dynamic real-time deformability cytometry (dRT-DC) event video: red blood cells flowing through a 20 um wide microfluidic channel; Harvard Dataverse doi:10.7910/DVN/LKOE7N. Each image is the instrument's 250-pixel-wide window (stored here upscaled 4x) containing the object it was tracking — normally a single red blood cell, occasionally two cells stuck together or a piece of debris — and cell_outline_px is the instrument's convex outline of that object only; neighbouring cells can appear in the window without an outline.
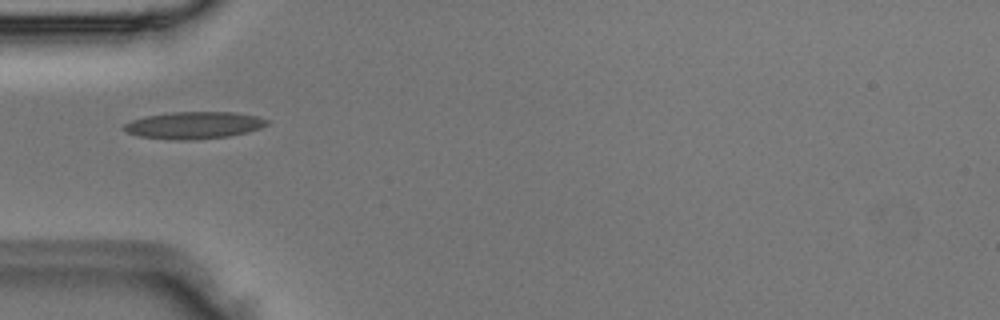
{"species": "Egyptian fruit bat (a non-hibernating species)", "species_latin": "Rousettus aegyptiacus", "temperature_condition": "room temperature", "stored_images_in_passage": 3, "camera_frame_rate_fps": 3000, "um_per_image_px": 0.085, "animal": {"sex": "male"}, "frame": {"image": 1, "passage_image": 2, "time_ms": 0.333, "image_size_px": [1000, 320], "cell_outline_px": [[268, 124], [260, 128], [248, 132], [228, 136], [192, 140], [176, 140], [140, 136], [128, 132], [124, 128], [124, 124], [132, 120], [144, 116], [172, 112], [236, 112], [256, 116], [268, 120]], "centroid_in_image_um": [16.51, 10.64], "position_along_channel_um": 68.5, "area_um2": 22.43}}
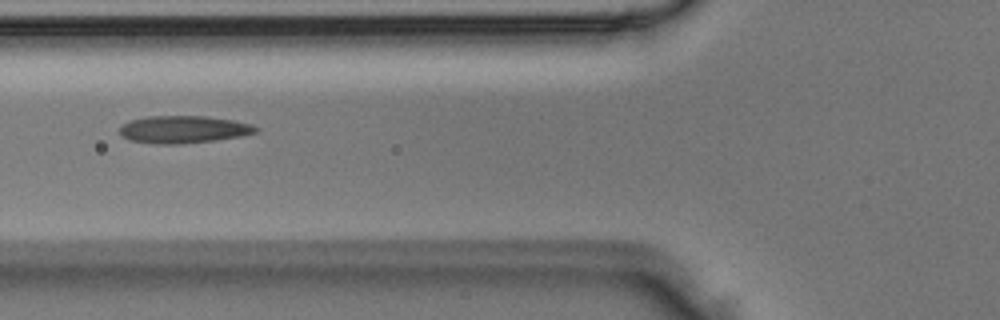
{"frame": {"image": 2, "passage_image": 3, "time_ms": 0.667, "image_size_px": [1000, 320], "cell_outline_px": [[260, 132], [240, 136], [216, 140], [180, 144], [156, 144], [132, 140], [124, 136], [120, 132], [120, 124], [128, 120], [148, 116], [204, 116], [232, 120], [252, 124], [260, 128]], "centroid_in_image_um": [15.62, 10.99], "position_along_channel_um": 110.2, "area_um2": 21.85}}